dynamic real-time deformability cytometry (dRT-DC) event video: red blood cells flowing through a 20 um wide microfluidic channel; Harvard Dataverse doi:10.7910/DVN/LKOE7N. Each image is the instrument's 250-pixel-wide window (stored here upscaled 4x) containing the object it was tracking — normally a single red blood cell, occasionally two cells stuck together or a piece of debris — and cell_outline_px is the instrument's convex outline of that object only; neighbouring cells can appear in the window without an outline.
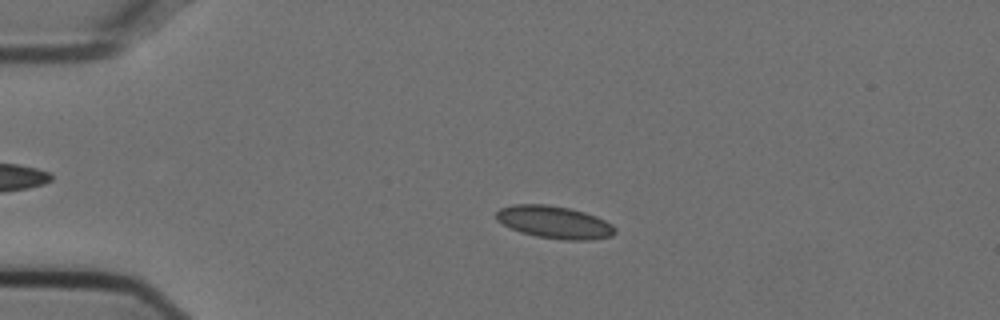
{"species": "Egyptian fruit bat (a non-hibernating species)", "species_latin": "Rousettus aegyptiacus", "temperature_condition": "cold", "stored_images_in_passage": 51, "camera_frame_rate_fps": 3000, "um_per_image_px": 0.085, "animal": {"sex": "female"}, "frame": {"image": 1, "passage_image": 9, "time_ms": 2.667, "image_size_px": [1000, 320], "cell_outline_px": [[616, 232], [612, 236], [592, 240], [564, 240], [536, 236], [520, 232], [496, 220], [496, 212], [500, 208], [512, 204], [548, 204], [568, 208], [584, 212], [596, 216], [612, 224], [616, 228]], "centroid_in_image_um": [47.14, 18.89], "position_along_channel_um": 37.9, "area_um2": 22.54}}
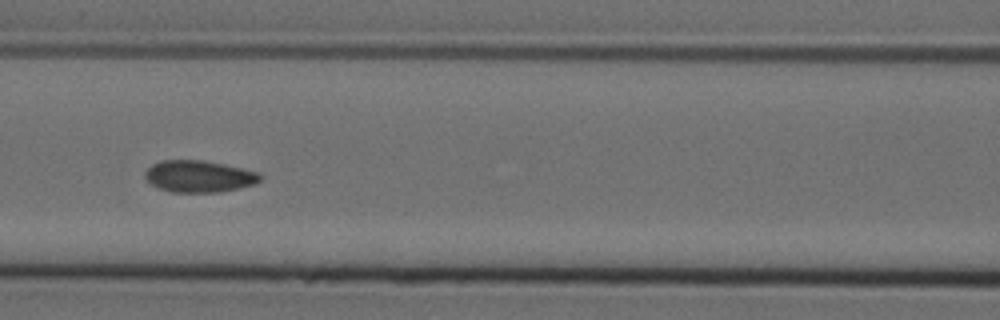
{"frame": {"image": 2, "passage_image": 21, "time_ms": 6.667, "image_size_px": [1000, 320], "cell_outline_px": [[260, 180], [256, 184], [240, 188], [220, 192], [172, 192], [156, 188], [144, 176], [144, 172], [152, 164], [160, 160], [204, 160], [224, 164], [260, 172]], "centroid_in_image_um": [16.91, 14.99], "position_along_channel_um": 149.7, "area_um2": 21.5}}
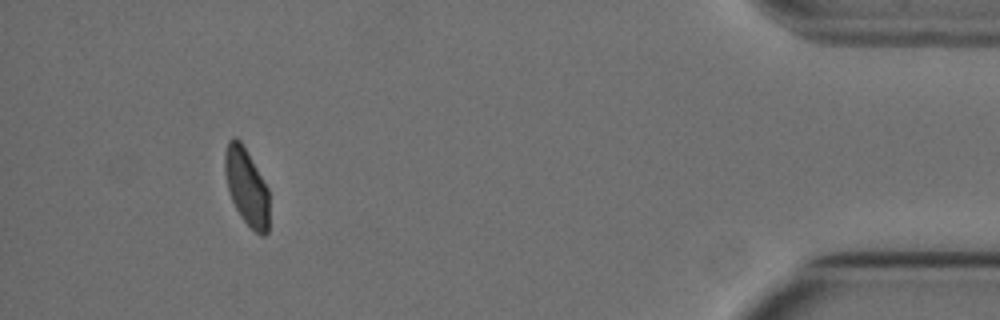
{"frame": {"image": 3, "passage_image": 47, "time_ms": 15.333, "image_size_px": [1000, 320], "cell_outline_px": [[268, 232], [264, 236], [260, 236], [240, 216], [232, 200], [228, 188], [224, 172], [224, 152], [228, 140], [232, 136], [236, 136], [240, 140], [268, 188]], "centroid_in_image_um": [20.94, 15.85], "position_along_channel_um": 414.3, "area_um2": 19.77}, "authors_computed_cell_mechanics": {"area_um2": 21.2126, "velocity_mm_per_s": 3.7449, "shape_relaxation_time_tau1_ms": null, "shape_relaxation_time_tau2_ms": 11.0607, "deformation_change_tau1": null, "deformation_change_tau2": 0.0771}}